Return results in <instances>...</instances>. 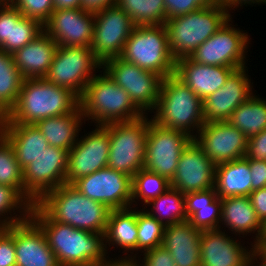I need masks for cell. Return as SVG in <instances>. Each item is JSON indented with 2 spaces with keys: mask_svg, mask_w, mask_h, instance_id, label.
<instances>
[{
  "mask_svg": "<svg viewBox=\"0 0 266 266\" xmlns=\"http://www.w3.org/2000/svg\"><path fill=\"white\" fill-rule=\"evenodd\" d=\"M192 140L185 132L160 126L148 118L144 168L171 181L182 152Z\"/></svg>",
  "mask_w": 266,
  "mask_h": 266,
  "instance_id": "12",
  "label": "cell"
},
{
  "mask_svg": "<svg viewBox=\"0 0 266 266\" xmlns=\"http://www.w3.org/2000/svg\"><path fill=\"white\" fill-rule=\"evenodd\" d=\"M57 43L44 31L30 43L15 51L14 63L24 79L45 78L53 62Z\"/></svg>",
  "mask_w": 266,
  "mask_h": 266,
  "instance_id": "26",
  "label": "cell"
},
{
  "mask_svg": "<svg viewBox=\"0 0 266 266\" xmlns=\"http://www.w3.org/2000/svg\"><path fill=\"white\" fill-rule=\"evenodd\" d=\"M265 227V242H266V223L264 224Z\"/></svg>",
  "mask_w": 266,
  "mask_h": 266,
  "instance_id": "56",
  "label": "cell"
},
{
  "mask_svg": "<svg viewBox=\"0 0 266 266\" xmlns=\"http://www.w3.org/2000/svg\"><path fill=\"white\" fill-rule=\"evenodd\" d=\"M221 208L219 229L223 230L226 227L230 230L229 233L239 235L240 237H242L241 235L245 237L248 233H250L248 236L254 233L256 236H254L255 238L251 242V247L260 250L265 243V227L253 209L249 197L222 198ZM222 225L225 226L221 227Z\"/></svg>",
  "mask_w": 266,
  "mask_h": 266,
  "instance_id": "23",
  "label": "cell"
},
{
  "mask_svg": "<svg viewBox=\"0 0 266 266\" xmlns=\"http://www.w3.org/2000/svg\"><path fill=\"white\" fill-rule=\"evenodd\" d=\"M22 16L11 4L0 6V45L10 41L11 21H18Z\"/></svg>",
  "mask_w": 266,
  "mask_h": 266,
  "instance_id": "44",
  "label": "cell"
},
{
  "mask_svg": "<svg viewBox=\"0 0 266 266\" xmlns=\"http://www.w3.org/2000/svg\"><path fill=\"white\" fill-rule=\"evenodd\" d=\"M44 31L43 25L32 18L22 16L18 21H11L10 41H4L0 49L13 54Z\"/></svg>",
  "mask_w": 266,
  "mask_h": 266,
  "instance_id": "39",
  "label": "cell"
},
{
  "mask_svg": "<svg viewBox=\"0 0 266 266\" xmlns=\"http://www.w3.org/2000/svg\"><path fill=\"white\" fill-rule=\"evenodd\" d=\"M99 69L102 63L91 47L58 46L45 79L80 98L86 85L101 71Z\"/></svg>",
  "mask_w": 266,
  "mask_h": 266,
  "instance_id": "9",
  "label": "cell"
},
{
  "mask_svg": "<svg viewBox=\"0 0 266 266\" xmlns=\"http://www.w3.org/2000/svg\"><path fill=\"white\" fill-rule=\"evenodd\" d=\"M227 121L247 139L256 136L266 129V99L252 94L233 111Z\"/></svg>",
  "mask_w": 266,
  "mask_h": 266,
  "instance_id": "32",
  "label": "cell"
},
{
  "mask_svg": "<svg viewBox=\"0 0 266 266\" xmlns=\"http://www.w3.org/2000/svg\"><path fill=\"white\" fill-rule=\"evenodd\" d=\"M231 18L221 5L204 6L165 22L169 48L175 61L190 55Z\"/></svg>",
  "mask_w": 266,
  "mask_h": 266,
  "instance_id": "6",
  "label": "cell"
},
{
  "mask_svg": "<svg viewBox=\"0 0 266 266\" xmlns=\"http://www.w3.org/2000/svg\"><path fill=\"white\" fill-rule=\"evenodd\" d=\"M0 266H16L14 224L0 227Z\"/></svg>",
  "mask_w": 266,
  "mask_h": 266,
  "instance_id": "43",
  "label": "cell"
},
{
  "mask_svg": "<svg viewBox=\"0 0 266 266\" xmlns=\"http://www.w3.org/2000/svg\"><path fill=\"white\" fill-rule=\"evenodd\" d=\"M259 255L266 261V242L263 247L259 250Z\"/></svg>",
  "mask_w": 266,
  "mask_h": 266,
  "instance_id": "54",
  "label": "cell"
},
{
  "mask_svg": "<svg viewBox=\"0 0 266 266\" xmlns=\"http://www.w3.org/2000/svg\"><path fill=\"white\" fill-rule=\"evenodd\" d=\"M245 157L249 160L266 161V129L247 140Z\"/></svg>",
  "mask_w": 266,
  "mask_h": 266,
  "instance_id": "46",
  "label": "cell"
},
{
  "mask_svg": "<svg viewBox=\"0 0 266 266\" xmlns=\"http://www.w3.org/2000/svg\"><path fill=\"white\" fill-rule=\"evenodd\" d=\"M79 98L69 89L48 82L45 78L24 79L18 100L0 123L35 124L49 117L73 112Z\"/></svg>",
  "mask_w": 266,
  "mask_h": 266,
  "instance_id": "2",
  "label": "cell"
},
{
  "mask_svg": "<svg viewBox=\"0 0 266 266\" xmlns=\"http://www.w3.org/2000/svg\"><path fill=\"white\" fill-rule=\"evenodd\" d=\"M235 70L234 67L201 64L185 57L176 61L174 75L203 101L224 86Z\"/></svg>",
  "mask_w": 266,
  "mask_h": 266,
  "instance_id": "24",
  "label": "cell"
},
{
  "mask_svg": "<svg viewBox=\"0 0 266 266\" xmlns=\"http://www.w3.org/2000/svg\"><path fill=\"white\" fill-rule=\"evenodd\" d=\"M82 121L85 124L83 113L78 106L71 113L42 119L34 125L47 139L49 146L69 151L78 142Z\"/></svg>",
  "mask_w": 266,
  "mask_h": 266,
  "instance_id": "30",
  "label": "cell"
},
{
  "mask_svg": "<svg viewBox=\"0 0 266 266\" xmlns=\"http://www.w3.org/2000/svg\"><path fill=\"white\" fill-rule=\"evenodd\" d=\"M135 26L162 25L166 22L164 0H116Z\"/></svg>",
  "mask_w": 266,
  "mask_h": 266,
  "instance_id": "36",
  "label": "cell"
},
{
  "mask_svg": "<svg viewBox=\"0 0 266 266\" xmlns=\"http://www.w3.org/2000/svg\"><path fill=\"white\" fill-rule=\"evenodd\" d=\"M100 73L91 79L79 98V107L85 121L106 125L133 121L145 115L122 87L103 70Z\"/></svg>",
  "mask_w": 266,
  "mask_h": 266,
  "instance_id": "4",
  "label": "cell"
},
{
  "mask_svg": "<svg viewBox=\"0 0 266 266\" xmlns=\"http://www.w3.org/2000/svg\"><path fill=\"white\" fill-rule=\"evenodd\" d=\"M0 133L14 148L22 170L49 146L34 124L0 123Z\"/></svg>",
  "mask_w": 266,
  "mask_h": 266,
  "instance_id": "27",
  "label": "cell"
},
{
  "mask_svg": "<svg viewBox=\"0 0 266 266\" xmlns=\"http://www.w3.org/2000/svg\"><path fill=\"white\" fill-rule=\"evenodd\" d=\"M102 70L129 94L134 104L145 115H148L149 111L153 112L163 80L160 75L141 69L121 57L105 61Z\"/></svg>",
  "mask_w": 266,
  "mask_h": 266,
  "instance_id": "10",
  "label": "cell"
},
{
  "mask_svg": "<svg viewBox=\"0 0 266 266\" xmlns=\"http://www.w3.org/2000/svg\"><path fill=\"white\" fill-rule=\"evenodd\" d=\"M194 140L215 165L243 158L247 151L248 139L228 121L204 123Z\"/></svg>",
  "mask_w": 266,
  "mask_h": 266,
  "instance_id": "18",
  "label": "cell"
},
{
  "mask_svg": "<svg viewBox=\"0 0 266 266\" xmlns=\"http://www.w3.org/2000/svg\"><path fill=\"white\" fill-rule=\"evenodd\" d=\"M246 68L236 69L224 86L203 100L205 123L227 121L233 111L254 93Z\"/></svg>",
  "mask_w": 266,
  "mask_h": 266,
  "instance_id": "21",
  "label": "cell"
},
{
  "mask_svg": "<svg viewBox=\"0 0 266 266\" xmlns=\"http://www.w3.org/2000/svg\"><path fill=\"white\" fill-rule=\"evenodd\" d=\"M0 184L14 188L31 206L37 202L25 191L23 170L16 159L14 148L0 133Z\"/></svg>",
  "mask_w": 266,
  "mask_h": 266,
  "instance_id": "35",
  "label": "cell"
},
{
  "mask_svg": "<svg viewBox=\"0 0 266 266\" xmlns=\"http://www.w3.org/2000/svg\"><path fill=\"white\" fill-rule=\"evenodd\" d=\"M72 186L84 196L103 203L110 210L132 206V178L109 167L77 179Z\"/></svg>",
  "mask_w": 266,
  "mask_h": 266,
  "instance_id": "14",
  "label": "cell"
},
{
  "mask_svg": "<svg viewBox=\"0 0 266 266\" xmlns=\"http://www.w3.org/2000/svg\"><path fill=\"white\" fill-rule=\"evenodd\" d=\"M24 77L14 63L13 55L0 49V118L15 106Z\"/></svg>",
  "mask_w": 266,
  "mask_h": 266,
  "instance_id": "33",
  "label": "cell"
},
{
  "mask_svg": "<svg viewBox=\"0 0 266 266\" xmlns=\"http://www.w3.org/2000/svg\"><path fill=\"white\" fill-rule=\"evenodd\" d=\"M153 114L151 120L156 124L185 132L193 139L205 123L203 101L174 74L162 80Z\"/></svg>",
  "mask_w": 266,
  "mask_h": 266,
  "instance_id": "5",
  "label": "cell"
},
{
  "mask_svg": "<svg viewBox=\"0 0 266 266\" xmlns=\"http://www.w3.org/2000/svg\"><path fill=\"white\" fill-rule=\"evenodd\" d=\"M251 171L246 157L216 165L214 189L220 199L226 197H249Z\"/></svg>",
  "mask_w": 266,
  "mask_h": 266,
  "instance_id": "29",
  "label": "cell"
},
{
  "mask_svg": "<svg viewBox=\"0 0 266 266\" xmlns=\"http://www.w3.org/2000/svg\"><path fill=\"white\" fill-rule=\"evenodd\" d=\"M31 207L14 188L0 184V227H8L27 220L30 217Z\"/></svg>",
  "mask_w": 266,
  "mask_h": 266,
  "instance_id": "38",
  "label": "cell"
},
{
  "mask_svg": "<svg viewBox=\"0 0 266 266\" xmlns=\"http://www.w3.org/2000/svg\"><path fill=\"white\" fill-rule=\"evenodd\" d=\"M68 151L48 146L23 169L25 191L38 202L48 191L66 184Z\"/></svg>",
  "mask_w": 266,
  "mask_h": 266,
  "instance_id": "16",
  "label": "cell"
},
{
  "mask_svg": "<svg viewBox=\"0 0 266 266\" xmlns=\"http://www.w3.org/2000/svg\"><path fill=\"white\" fill-rule=\"evenodd\" d=\"M16 266H59L41 227L29 217L14 224Z\"/></svg>",
  "mask_w": 266,
  "mask_h": 266,
  "instance_id": "22",
  "label": "cell"
},
{
  "mask_svg": "<svg viewBox=\"0 0 266 266\" xmlns=\"http://www.w3.org/2000/svg\"><path fill=\"white\" fill-rule=\"evenodd\" d=\"M120 57L163 79L175 72L176 61L170 52L165 24L135 26Z\"/></svg>",
  "mask_w": 266,
  "mask_h": 266,
  "instance_id": "7",
  "label": "cell"
},
{
  "mask_svg": "<svg viewBox=\"0 0 266 266\" xmlns=\"http://www.w3.org/2000/svg\"><path fill=\"white\" fill-rule=\"evenodd\" d=\"M249 199L251 200V204L258 218L261 220L263 224H265L266 223V187L253 190L249 195Z\"/></svg>",
  "mask_w": 266,
  "mask_h": 266,
  "instance_id": "48",
  "label": "cell"
},
{
  "mask_svg": "<svg viewBox=\"0 0 266 266\" xmlns=\"http://www.w3.org/2000/svg\"><path fill=\"white\" fill-rule=\"evenodd\" d=\"M116 0H81V7L89 12L95 13L106 7L115 5Z\"/></svg>",
  "mask_w": 266,
  "mask_h": 266,
  "instance_id": "49",
  "label": "cell"
},
{
  "mask_svg": "<svg viewBox=\"0 0 266 266\" xmlns=\"http://www.w3.org/2000/svg\"><path fill=\"white\" fill-rule=\"evenodd\" d=\"M141 258L137 260V257H118V259L115 257L114 260L113 258L109 259L107 258L106 261H104L101 265L98 266H142Z\"/></svg>",
  "mask_w": 266,
  "mask_h": 266,
  "instance_id": "50",
  "label": "cell"
},
{
  "mask_svg": "<svg viewBox=\"0 0 266 266\" xmlns=\"http://www.w3.org/2000/svg\"><path fill=\"white\" fill-rule=\"evenodd\" d=\"M11 3V0H0V6L9 5Z\"/></svg>",
  "mask_w": 266,
  "mask_h": 266,
  "instance_id": "55",
  "label": "cell"
},
{
  "mask_svg": "<svg viewBox=\"0 0 266 266\" xmlns=\"http://www.w3.org/2000/svg\"><path fill=\"white\" fill-rule=\"evenodd\" d=\"M94 16V38L91 49L103 64L109 59L121 56L135 24L116 4L95 12Z\"/></svg>",
  "mask_w": 266,
  "mask_h": 266,
  "instance_id": "13",
  "label": "cell"
},
{
  "mask_svg": "<svg viewBox=\"0 0 266 266\" xmlns=\"http://www.w3.org/2000/svg\"><path fill=\"white\" fill-rule=\"evenodd\" d=\"M166 20L181 15H186L204 6L221 4V0H164Z\"/></svg>",
  "mask_w": 266,
  "mask_h": 266,
  "instance_id": "42",
  "label": "cell"
},
{
  "mask_svg": "<svg viewBox=\"0 0 266 266\" xmlns=\"http://www.w3.org/2000/svg\"><path fill=\"white\" fill-rule=\"evenodd\" d=\"M30 217L41 227L59 266H98L107 260L104 234L54 221L37 203Z\"/></svg>",
  "mask_w": 266,
  "mask_h": 266,
  "instance_id": "1",
  "label": "cell"
},
{
  "mask_svg": "<svg viewBox=\"0 0 266 266\" xmlns=\"http://www.w3.org/2000/svg\"><path fill=\"white\" fill-rule=\"evenodd\" d=\"M142 266H176L173 257L162 246L142 253Z\"/></svg>",
  "mask_w": 266,
  "mask_h": 266,
  "instance_id": "45",
  "label": "cell"
},
{
  "mask_svg": "<svg viewBox=\"0 0 266 266\" xmlns=\"http://www.w3.org/2000/svg\"><path fill=\"white\" fill-rule=\"evenodd\" d=\"M94 20V13L82 7L55 9L43 29L58 46L91 47Z\"/></svg>",
  "mask_w": 266,
  "mask_h": 266,
  "instance_id": "17",
  "label": "cell"
},
{
  "mask_svg": "<svg viewBox=\"0 0 266 266\" xmlns=\"http://www.w3.org/2000/svg\"><path fill=\"white\" fill-rule=\"evenodd\" d=\"M146 205L152 206L150 210L147 209V206H143L144 211L150 216L155 217L164 226L188 220L185 194L172 187Z\"/></svg>",
  "mask_w": 266,
  "mask_h": 266,
  "instance_id": "34",
  "label": "cell"
},
{
  "mask_svg": "<svg viewBox=\"0 0 266 266\" xmlns=\"http://www.w3.org/2000/svg\"><path fill=\"white\" fill-rule=\"evenodd\" d=\"M165 226L142 208L137 209V251L144 253L162 244Z\"/></svg>",
  "mask_w": 266,
  "mask_h": 266,
  "instance_id": "40",
  "label": "cell"
},
{
  "mask_svg": "<svg viewBox=\"0 0 266 266\" xmlns=\"http://www.w3.org/2000/svg\"><path fill=\"white\" fill-rule=\"evenodd\" d=\"M37 204L54 220L91 233L105 234L110 209L71 184L48 191Z\"/></svg>",
  "mask_w": 266,
  "mask_h": 266,
  "instance_id": "3",
  "label": "cell"
},
{
  "mask_svg": "<svg viewBox=\"0 0 266 266\" xmlns=\"http://www.w3.org/2000/svg\"><path fill=\"white\" fill-rule=\"evenodd\" d=\"M55 9H73L81 7V0H53Z\"/></svg>",
  "mask_w": 266,
  "mask_h": 266,
  "instance_id": "52",
  "label": "cell"
},
{
  "mask_svg": "<svg viewBox=\"0 0 266 266\" xmlns=\"http://www.w3.org/2000/svg\"><path fill=\"white\" fill-rule=\"evenodd\" d=\"M251 192L266 187V161L249 160Z\"/></svg>",
  "mask_w": 266,
  "mask_h": 266,
  "instance_id": "47",
  "label": "cell"
},
{
  "mask_svg": "<svg viewBox=\"0 0 266 266\" xmlns=\"http://www.w3.org/2000/svg\"><path fill=\"white\" fill-rule=\"evenodd\" d=\"M232 22L231 17L215 34L197 47L190 58L210 66H228L236 69L247 67L246 53L251 38L249 39L248 32L234 28Z\"/></svg>",
  "mask_w": 266,
  "mask_h": 266,
  "instance_id": "11",
  "label": "cell"
},
{
  "mask_svg": "<svg viewBox=\"0 0 266 266\" xmlns=\"http://www.w3.org/2000/svg\"><path fill=\"white\" fill-rule=\"evenodd\" d=\"M170 188V181L167 178L145 168L140 169L132 177V208L137 206L138 199H141L146 206Z\"/></svg>",
  "mask_w": 266,
  "mask_h": 266,
  "instance_id": "37",
  "label": "cell"
},
{
  "mask_svg": "<svg viewBox=\"0 0 266 266\" xmlns=\"http://www.w3.org/2000/svg\"><path fill=\"white\" fill-rule=\"evenodd\" d=\"M186 215L199 230H217L221 221V199L214 188L185 193Z\"/></svg>",
  "mask_w": 266,
  "mask_h": 266,
  "instance_id": "31",
  "label": "cell"
},
{
  "mask_svg": "<svg viewBox=\"0 0 266 266\" xmlns=\"http://www.w3.org/2000/svg\"><path fill=\"white\" fill-rule=\"evenodd\" d=\"M103 126L110 138L108 167L132 178L144 168L148 116Z\"/></svg>",
  "mask_w": 266,
  "mask_h": 266,
  "instance_id": "8",
  "label": "cell"
},
{
  "mask_svg": "<svg viewBox=\"0 0 266 266\" xmlns=\"http://www.w3.org/2000/svg\"><path fill=\"white\" fill-rule=\"evenodd\" d=\"M264 4L265 3V0H221V5L228 11V13L230 14V10H234V8L237 9V7L239 8V5L240 7L242 8L243 5H252L254 6L253 4Z\"/></svg>",
  "mask_w": 266,
  "mask_h": 266,
  "instance_id": "51",
  "label": "cell"
},
{
  "mask_svg": "<svg viewBox=\"0 0 266 266\" xmlns=\"http://www.w3.org/2000/svg\"><path fill=\"white\" fill-rule=\"evenodd\" d=\"M136 207L132 209L111 210L108 216L106 231L104 234L105 249L108 254V248L116 246L123 249L126 253L124 257H138L137 253V211ZM109 247H108V246ZM134 252L136 254H134ZM130 253V254H128ZM134 254V255H133ZM133 255V256H132Z\"/></svg>",
  "mask_w": 266,
  "mask_h": 266,
  "instance_id": "28",
  "label": "cell"
},
{
  "mask_svg": "<svg viewBox=\"0 0 266 266\" xmlns=\"http://www.w3.org/2000/svg\"><path fill=\"white\" fill-rule=\"evenodd\" d=\"M243 245L224 230H203L200 239L201 266H249L259 255V250Z\"/></svg>",
  "mask_w": 266,
  "mask_h": 266,
  "instance_id": "19",
  "label": "cell"
},
{
  "mask_svg": "<svg viewBox=\"0 0 266 266\" xmlns=\"http://www.w3.org/2000/svg\"><path fill=\"white\" fill-rule=\"evenodd\" d=\"M260 262H258L259 260ZM257 262V263H256ZM257 264V265H255ZM249 266H266V261L260 256L258 255L252 262Z\"/></svg>",
  "mask_w": 266,
  "mask_h": 266,
  "instance_id": "53",
  "label": "cell"
},
{
  "mask_svg": "<svg viewBox=\"0 0 266 266\" xmlns=\"http://www.w3.org/2000/svg\"><path fill=\"white\" fill-rule=\"evenodd\" d=\"M215 168L193 139L182 152L170 185L184 194L214 188Z\"/></svg>",
  "mask_w": 266,
  "mask_h": 266,
  "instance_id": "20",
  "label": "cell"
},
{
  "mask_svg": "<svg viewBox=\"0 0 266 266\" xmlns=\"http://www.w3.org/2000/svg\"><path fill=\"white\" fill-rule=\"evenodd\" d=\"M95 126L68 151L66 184L108 167L109 132L103 125Z\"/></svg>",
  "mask_w": 266,
  "mask_h": 266,
  "instance_id": "15",
  "label": "cell"
},
{
  "mask_svg": "<svg viewBox=\"0 0 266 266\" xmlns=\"http://www.w3.org/2000/svg\"><path fill=\"white\" fill-rule=\"evenodd\" d=\"M202 230L184 221L164 228L161 246L168 250L176 266H201L200 239Z\"/></svg>",
  "mask_w": 266,
  "mask_h": 266,
  "instance_id": "25",
  "label": "cell"
},
{
  "mask_svg": "<svg viewBox=\"0 0 266 266\" xmlns=\"http://www.w3.org/2000/svg\"><path fill=\"white\" fill-rule=\"evenodd\" d=\"M12 6L28 18L39 21L44 25L55 10L53 0H11Z\"/></svg>",
  "mask_w": 266,
  "mask_h": 266,
  "instance_id": "41",
  "label": "cell"
}]
</instances>
